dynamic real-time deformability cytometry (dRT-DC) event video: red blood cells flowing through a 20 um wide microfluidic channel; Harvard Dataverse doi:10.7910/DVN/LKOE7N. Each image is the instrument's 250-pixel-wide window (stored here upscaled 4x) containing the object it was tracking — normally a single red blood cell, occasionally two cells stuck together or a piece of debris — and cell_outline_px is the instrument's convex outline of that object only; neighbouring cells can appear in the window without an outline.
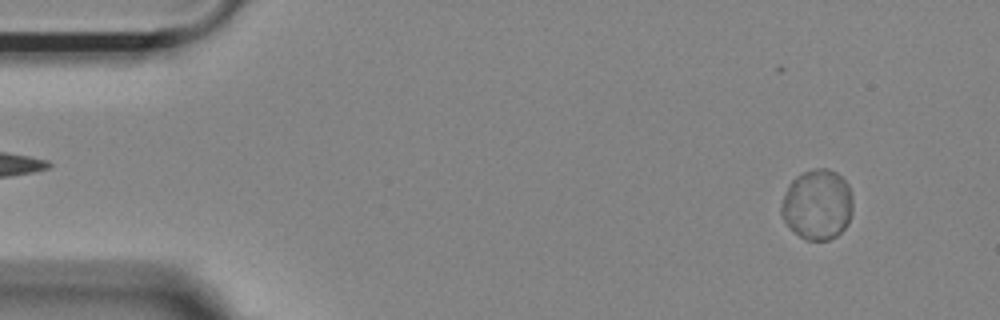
{"species": "Egyptian fruit bat (a non-hibernating species)", "species_latin": "Rousettus aegyptiacus", "temperature_condition": "room temperature", "stored_images_in_passage": 42, "camera_frame_rate_fps": 3000, "um_per_image_px": 0.085, "animal": {"sex": "female"}, "frame": {"image": 1, "passage_image": 5, "time_ms": 1.333, "image_size_px": [1000, 320], "cell_outline_px": [[852, 212], [848, 224], [836, 236], [828, 240], [808, 240], [800, 236], [784, 220], [780, 212], [780, 208], [788, 184], [796, 176], [804, 172], [816, 168], [828, 168], [836, 172], [848, 184], [852, 196]], "centroid_in_image_um": [69.49, 17.37], "position_along_channel_um": 15.5, "area_um2": 29.19}}
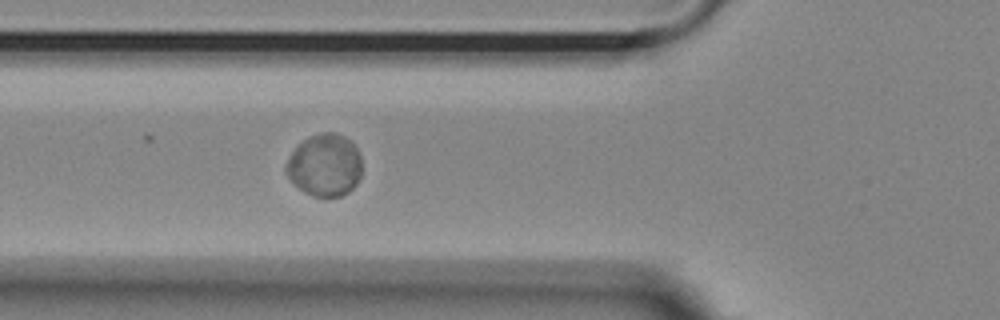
{"frame": {"image": 2, "passage_image": 20, "time_ms": 6.333, "image_size_px": [1000, 320], "cell_outline_px": [[360, 176], [356, 184], [348, 192], [340, 196], [316, 196], [304, 192], [288, 176], [284, 168], [292, 152], [308, 136], [320, 132], [336, 132], [344, 136], [356, 148], [360, 156]], "centroid_in_image_um": [27.6, 14.02], "position_along_channel_um": 98.2, "area_um2": 27.11}}
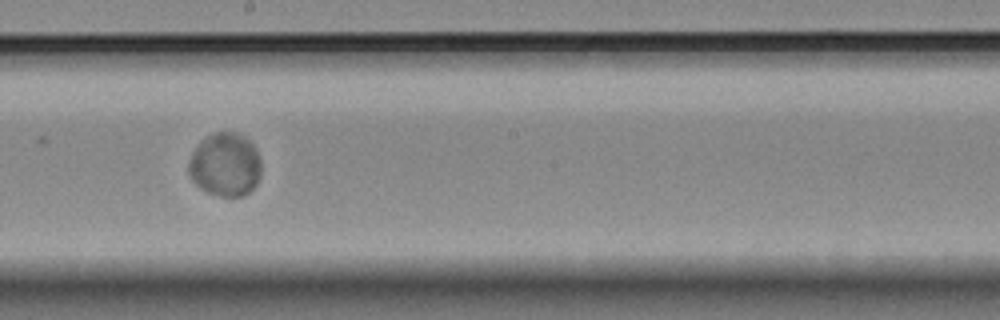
{"frame": {"image": 3, "passage_image": 31, "time_ms": 10.0, "image_size_px": [1000, 320], "cell_outline_px": [[260, 176], [256, 184], [248, 192], [240, 196], [220, 196], [208, 192], [200, 188], [192, 180], [188, 172], [188, 164], [192, 152], [200, 140], [216, 132], [240, 132], [256, 148], [260, 160]], "centroid_in_image_um": [19.13, 13.98], "position_along_channel_um": 229.1, "area_um2": 26.88}}